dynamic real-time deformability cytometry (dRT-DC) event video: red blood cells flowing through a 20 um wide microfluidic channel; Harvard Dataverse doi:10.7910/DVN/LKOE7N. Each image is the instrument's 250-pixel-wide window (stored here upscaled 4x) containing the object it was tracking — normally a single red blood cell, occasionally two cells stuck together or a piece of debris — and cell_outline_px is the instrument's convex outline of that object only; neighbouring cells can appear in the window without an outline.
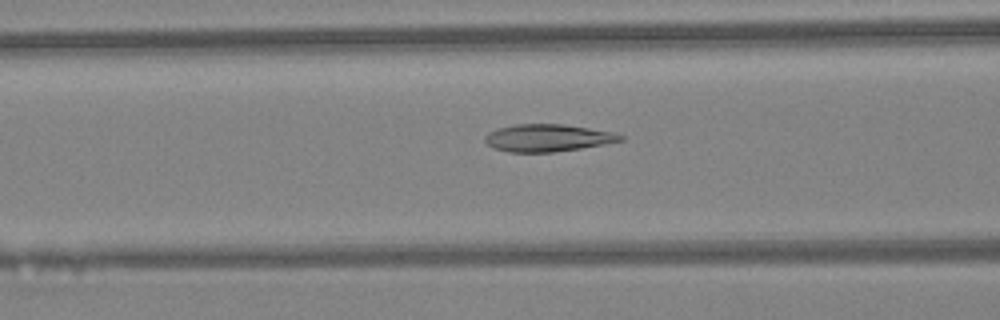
{"species": "Egyptian fruit bat (a non-hibernating species)", "species_latin": "Rousettus aegyptiacus", "temperature_condition": "warm", "stored_images_in_passage": 45, "camera_frame_rate_fps": 3000, "um_per_image_px": 0.085, "animal": {"sex": "female"}, "frame": {"image": 1, "passage_image": 18, "time_ms": 5.667, "image_size_px": [1000, 320], "cell_outline_px": [[624, 140], [580, 148], [552, 152], [508, 152], [492, 148], [484, 140], [484, 136], [488, 132], [496, 128], [516, 124], [564, 124], [616, 132], [624, 136]], "centroid_in_image_um": [46.53, 11.71], "position_along_channel_um": 120.1, "area_um2": 21.68}}
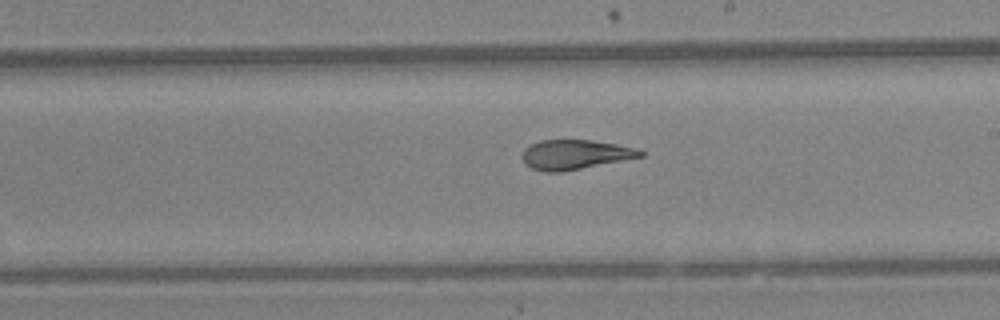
{"frame": {"image": 2, "passage_image": 26, "time_ms": 8.333, "image_size_px": [1000, 320], "cell_outline_px": [[644, 156], [560, 172], [544, 172], [532, 168], [524, 164], [520, 156], [524, 148], [540, 140], [592, 140], [616, 144], [636, 148], [644, 152]], "centroid_in_image_um": [48.83, 13.13], "position_along_channel_um": 240.2, "area_um2": 20.35}}
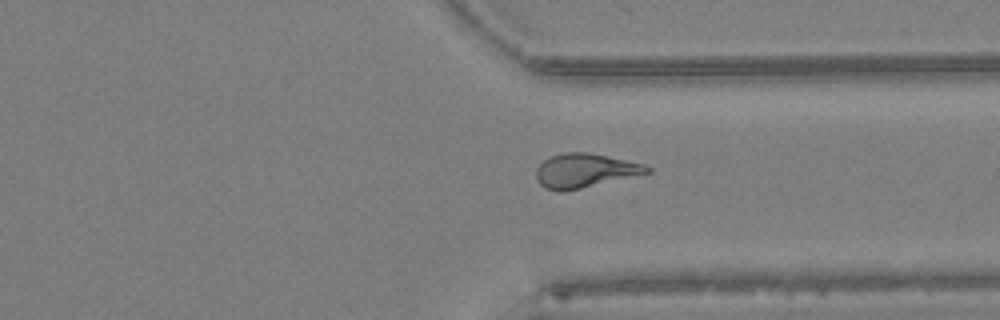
{"frame": {"image": 3, "passage_image": 34, "time_ms": 11.0, "image_size_px": [1000, 320], "cell_outline_px": [[652, 172], [564, 192], [560, 192], [544, 188], [536, 180], [536, 168], [544, 160], [552, 156], [564, 152], [588, 152], [644, 164], [652, 168]], "centroid_in_image_um": [49.69, 14.51], "position_along_channel_um": 361.7, "area_um2": 22.02}, "authors_computed_cell_mechanics": {"area_um2": 21.9062, "velocity_mm_per_s": 4.5414, "shape_relaxation_time_tau1_ms": 8.0462, "shape_relaxation_time_tau2_ms": 1.8293, "deformation_change_tau1": 0.2542, "deformation_change_tau2": 0.0892}}